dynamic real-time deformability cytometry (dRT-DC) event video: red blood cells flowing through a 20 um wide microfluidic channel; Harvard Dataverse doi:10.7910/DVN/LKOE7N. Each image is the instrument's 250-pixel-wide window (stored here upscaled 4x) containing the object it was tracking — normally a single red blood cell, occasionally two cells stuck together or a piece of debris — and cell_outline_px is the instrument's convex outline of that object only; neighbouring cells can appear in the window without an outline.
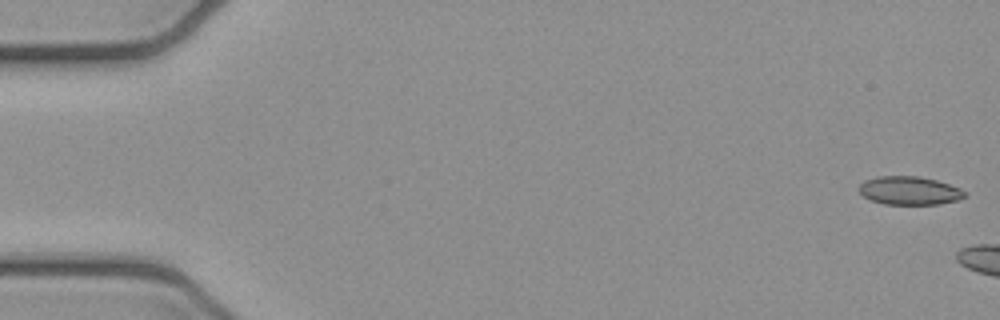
{"species": "common noctule bat (a hibernating species)", "species_latin": "Nyctalus noctula", "temperature_condition": "cold", "stored_images_in_passage": 5, "camera_frame_rate_fps": 3000, "um_per_image_px": 0.085, "animal": {"sex": "female", "body_mass_g": 21.9}, "frame": {"image": 1, "passage_image": 1, "time_ms": 0.0, "image_size_px": [1000, 320], "cell_outline_px": [[968, 192], [964, 196], [956, 200], [940, 204], [884, 204], [872, 200], [864, 196], [860, 192], [860, 184], [864, 180], [876, 176], [920, 176], [936, 180], [960, 188]], "centroid_in_image_um": [77.3, 16.19], "position_along_channel_um": 7.7, "area_um2": 17.4}}